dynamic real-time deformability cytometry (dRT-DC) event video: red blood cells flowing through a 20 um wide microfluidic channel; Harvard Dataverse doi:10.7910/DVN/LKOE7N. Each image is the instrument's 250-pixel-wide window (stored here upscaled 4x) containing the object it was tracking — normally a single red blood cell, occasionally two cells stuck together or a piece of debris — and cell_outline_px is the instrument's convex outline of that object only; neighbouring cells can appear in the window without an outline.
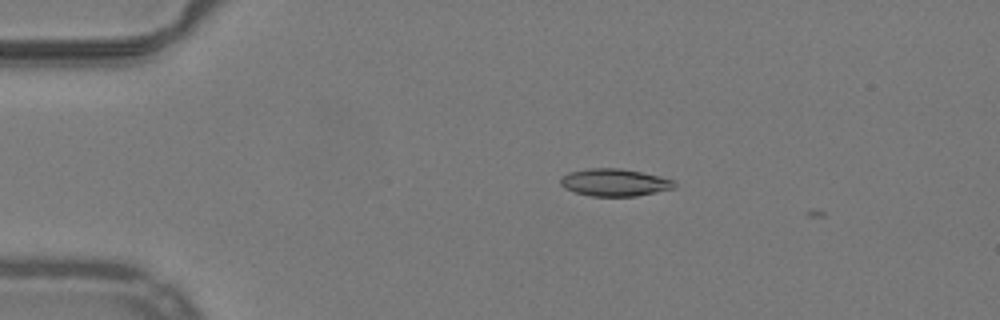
{"species": "common noctule bat (a hibernating species)", "species_latin": "Nyctalus noctula", "temperature_condition": "warm", "stored_images_in_passage": 5, "camera_frame_rate_fps": 3000, "um_per_image_px": 0.085, "animal": {"sex": "male", "body_mass_g": 19.2, "forearm_length_mm": 51.8}, "frame": {"image": 1, "passage_image": 3, "time_ms": 0.667, "image_size_px": [1000, 320], "cell_outline_px": [[676, 188], [636, 196], [592, 196], [576, 192], [564, 188], [560, 184], [560, 176], [568, 172], [588, 168], [620, 168], [640, 172], [672, 180], [676, 184]], "centroid_in_image_um": [52.19, 15.51], "position_along_channel_um": 32.8, "area_um2": 18.09}}